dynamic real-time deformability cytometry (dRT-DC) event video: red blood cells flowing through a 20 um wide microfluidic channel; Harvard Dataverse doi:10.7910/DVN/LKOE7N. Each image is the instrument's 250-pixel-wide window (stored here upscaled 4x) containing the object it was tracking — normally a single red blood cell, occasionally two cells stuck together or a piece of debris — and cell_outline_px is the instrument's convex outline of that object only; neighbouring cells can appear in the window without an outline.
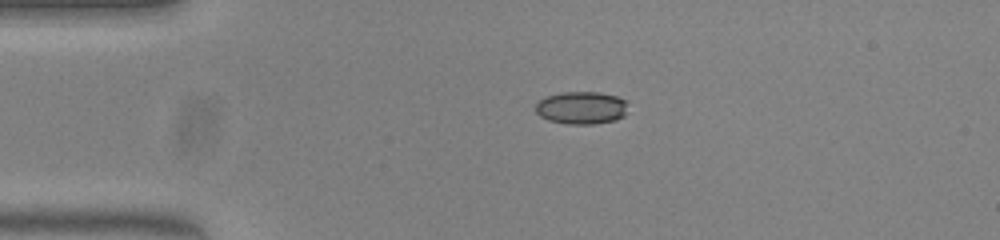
{"species": "common noctule bat (a hibernating species)", "species_latin": "Nyctalus noctula", "temperature_condition": "warm", "stored_images_in_passage": 41, "camera_frame_rate_fps": 3000, "um_per_image_px": 0.085, "animal": {"sex": "female", "body_mass_g": 23.0, "forearm_length_mm": 53.4}, "frame": {"image": 1, "passage_image": 1, "time_ms": 0.0, "image_size_px": [1000, 240], "cell_outline_px": [[624, 116], [616, 120], [592, 124], [568, 124], [548, 120], [540, 116], [536, 112], [536, 104], [540, 100], [548, 96], [560, 92], [600, 92], [616, 96], [624, 100]], "centroid_in_image_um": [49.38, 9.16], "position_along_channel_um": 35.6, "area_um2": 17.34}}
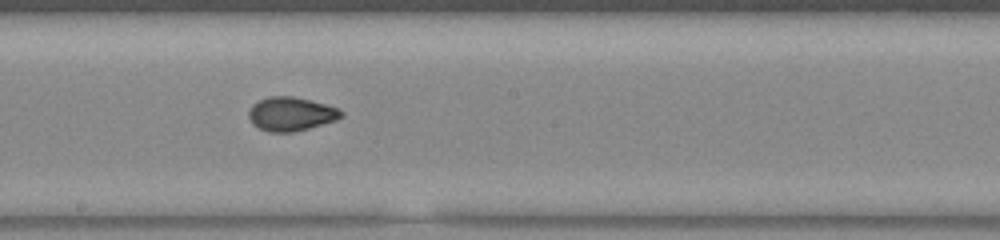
{"frame": {"image": 2, "passage_image": 18, "time_ms": 5.667, "image_size_px": [1000, 240], "cell_outline_px": [[344, 116], [336, 120], [308, 128], [292, 132], [268, 132], [252, 124], [248, 116], [248, 112], [252, 104], [268, 96], [292, 96], [340, 108], [344, 112]], "centroid_in_image_um": [24.73, 9.68], "position_along_channel_um": 223.5, "area_um2": 18.21}}
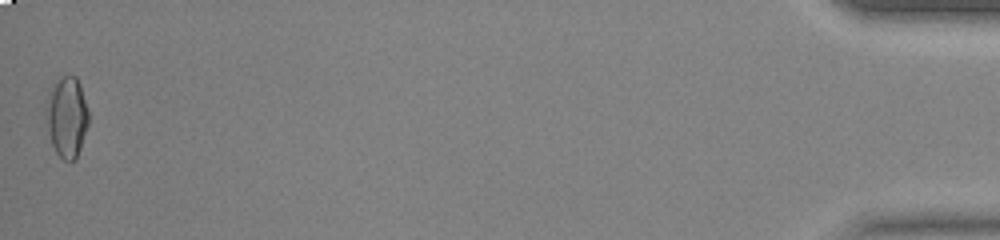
{"frame": {"image": 3, "passage_image": 41, "time_ms": 13.333, "image_size_px": [1000, 240], "cell_outline_px": [[88, 124], [76, 160], [64, 160], [56, 152], [52, 144], [48, 128], [44, 108], [60, 76], [76, 76], [80, 84], [88, 108]], "centroid_in_image_um": [5.7, 9.96], "position_along_channel_um": 429.5, "area_um2": 19.54}, "authors_computed_cell_mechanics": {"area_um2": 18.0336, "velocity_mm_per_s": 3.9914, "shape_relaxation_time_tau1_ms": null, "shape_relaxation_time_tau2_ms": 0.9024, "deformation_change_tau1": null, "deformation_change_tau2": 0.0486}}